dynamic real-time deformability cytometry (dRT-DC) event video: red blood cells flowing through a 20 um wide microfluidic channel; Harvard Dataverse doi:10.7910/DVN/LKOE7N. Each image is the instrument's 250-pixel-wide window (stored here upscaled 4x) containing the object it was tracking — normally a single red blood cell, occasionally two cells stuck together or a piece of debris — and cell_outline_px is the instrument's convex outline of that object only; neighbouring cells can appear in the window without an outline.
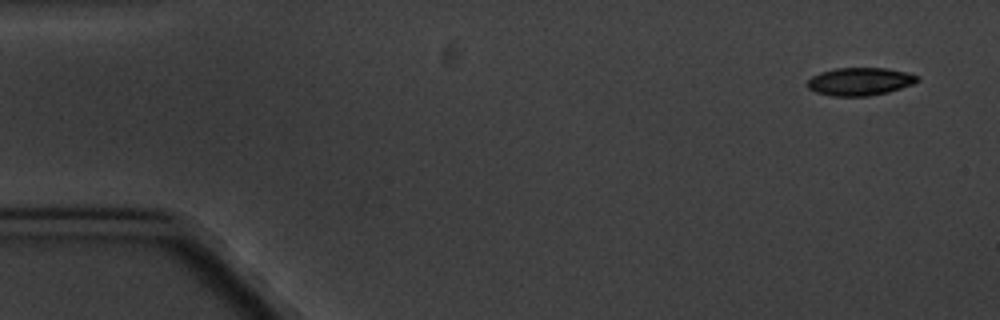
{"species": "common noctule bat (a hibernating species)", "species_latin": "Nyctalus noctula", "temperature_condition": "cold", "stored_images_in_passage": 5, "camera_frame_rate_fps": 3000, "um_per_image_px": 0.085, "animal": {"sex": "male", "body_mass_g": 20.1, "forearm_length_mm": 53.5}, "frame": {"image": 1, "passage_image": 1, "time_ms": 0.0, "image_size_px": [1000, 320], "cell_outline_px": [[920, 80], [912, 84], [888, 92], [868, 96], [832, 96], [816, 92], [808, 88], [808, 80], [812, 76], [820, 72], [836, 68], [888, 68], [908, 72], [920, 76]], "centroid_in_image_um": [73.12, 6.92], "position_along_channel_um": 11.9, "area_um2": 17.92}}